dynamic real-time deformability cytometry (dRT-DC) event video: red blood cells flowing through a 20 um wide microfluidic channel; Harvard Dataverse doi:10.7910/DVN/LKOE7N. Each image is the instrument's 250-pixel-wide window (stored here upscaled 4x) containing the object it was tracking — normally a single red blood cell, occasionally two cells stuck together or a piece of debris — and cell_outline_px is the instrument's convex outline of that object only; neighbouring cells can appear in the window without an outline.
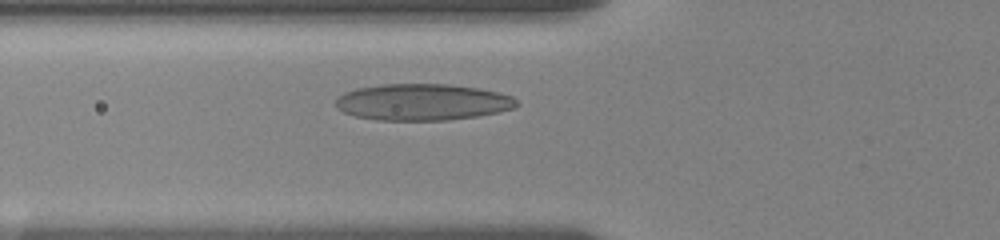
{"species": "human", "species_latin": "Homo sapiens", "temperature_condition": "room temperature", "stored_images_in_passage": 7, "camera_frame_rate_fps": 3000, "um_per_image_px": 0.085, "donor": {"sex": "female"}, "frame": {"image": 1, "passage_image": 7, "time_ms": 3.667, "image_size_px": [1000, 240], "cell_outline_px": [[520, 104], [512, 108], [496, 112], [476, 116], [448, 120], [376, 120], [356, 116], [344, 112], [336, 108], [336, 100], [344, 92], [356, 88], [384, 84], [448, 84], [480, 88], [500, 92], [512, 96]], "centroid_in_image_um": [35.91, 8.67], "position_along_channel_um": 89.9, "area_um2": 38.49}}